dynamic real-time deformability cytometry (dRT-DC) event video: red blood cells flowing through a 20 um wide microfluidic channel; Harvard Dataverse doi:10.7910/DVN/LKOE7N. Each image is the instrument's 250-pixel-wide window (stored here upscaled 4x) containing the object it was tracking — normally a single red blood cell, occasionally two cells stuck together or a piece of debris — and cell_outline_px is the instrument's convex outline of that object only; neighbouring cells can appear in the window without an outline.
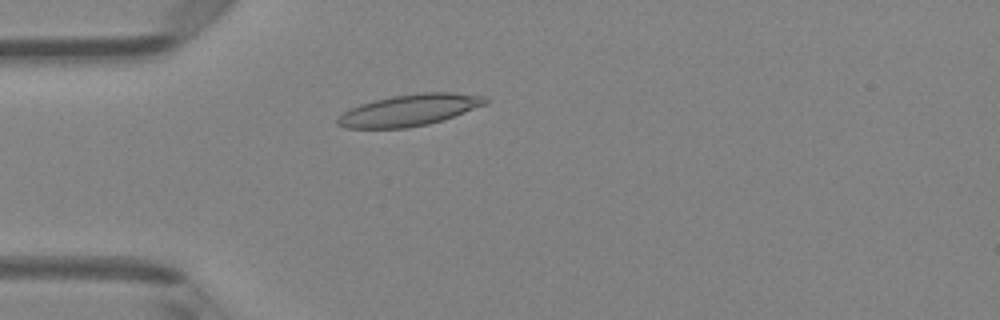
{"species": "Egyptian fruit bat (a non-hibernating species)", "species_latin": "Rousettus aegyptiacus", "temperature_condition": "room temperature", "stored_images_in_passage": 48, "camera_frame_rate_fps": 3000, "um_per_image_px": 0.085, "animal": {"sex": "female"}, "frame": {"image": 1, "passage_image": 12, "time_ms": 3.667, "image_size_px": [1000, 320], "cell_outline_px": [[488, 104], [428, 124], [408, 128], [344, 128], [336, 124], [336, 116], [348, 108], [360, 104], [392, 96], [420, 92], [452, 92], [488, 96]], "centroid_in_image_um": [34.77, 9.35], "position_along_channel_um": 50.2, "area_um2": 27.34}}
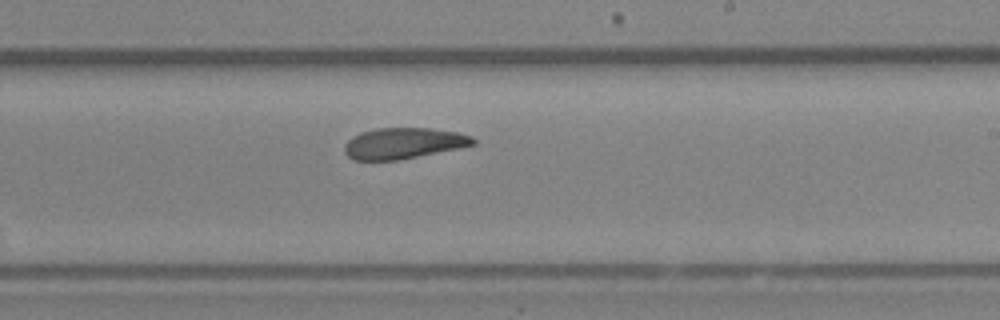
{"frame": {"image": 2, "passage_image": 28, "time_ms": 9.0, "image_size_px": [1000, 320], "cell_outline_px": [[476, 144], [460, 148], [396, 160], [356, 160], [348, 156], [344, 152], [344, 144], [352, 136], [360, 132], [376, 128], [428, 128], [456, 132], [472, 136], [476, 140]], "centroid_in_image_um": [34.28, 12.17], "position_along_channel_um": 254.7, "area_um2": 23.18}}
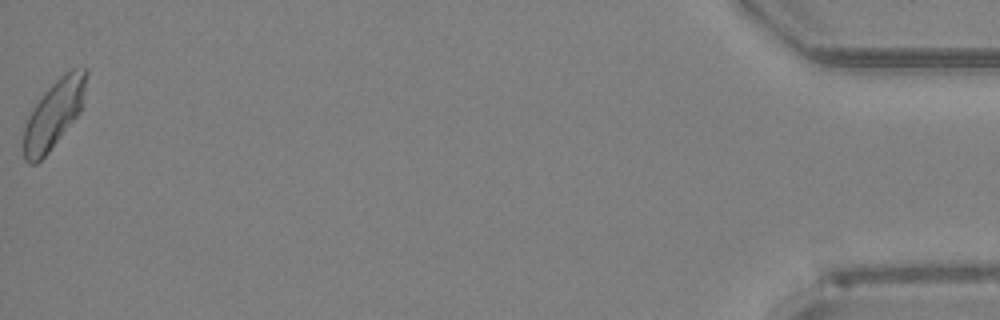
{"frame": {"image": 3, "passage_image": 48, "time_ms": 15.667, "image_size_px": [1000, 320], "cell_outline_px": [[88, 72], [80, 112], [48, 152], [36, 164], [28, 164], [24, 160], [24, 124], [32, 108], [44, 92], [64, 72], [72, 68], [88, 68]], "centroid_in_image_um": [4.56, 9.68], "position_along_channel_um": 430.6, "area_um2": 24.57}, "authors_computed_cell_mechanics": {"area_um2": 24.6228, "velocity_mm_per_s": 4.0716, "shape_relaxation_time_tau1_ms": null, "shape_relaxation_time_tau2_ms": 3.5622, "deformation_change_tau1": null, "deformation_change_tau2": 0.1071}}